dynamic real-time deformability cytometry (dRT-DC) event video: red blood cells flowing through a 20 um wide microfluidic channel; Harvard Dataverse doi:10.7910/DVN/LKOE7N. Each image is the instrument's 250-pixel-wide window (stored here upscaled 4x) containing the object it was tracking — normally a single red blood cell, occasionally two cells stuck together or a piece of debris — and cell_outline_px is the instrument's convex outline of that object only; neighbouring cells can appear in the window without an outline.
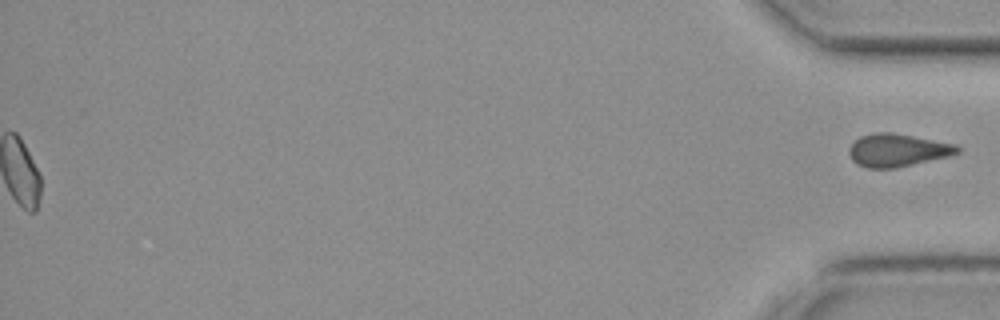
{"species": "common noctule bat (a hibernating species)", "species_latin": "Nyctalus noctula", "temperature_condition": "cold", "stored_images_in_passage": 44, "segment_of_instrument_passage": [2, 2], "camera_frame_rate_fps": 3000, "um_per_image_px": 0.085, "animal": {"sex": "female", "body_mass_g": 19.3, "forearm_length_mm": 54.1}, "frame": {"image": 1, "passage_image": 44, "time_ms": 14.333, "image_size_px": [1000, 320], "cell_outline_px": [[960, 152], [948, 156], [896, 168], [868, 168], [856, 164], [852, 160], [848, 152], [848, 148], [860, 136], [876, 132], [892, 132], [956, 144], [960, 148]], "centroid_in_image_um": [76.27, 12.76], "position_along_channel_um": 358.9, "area_um2": 20.69}}